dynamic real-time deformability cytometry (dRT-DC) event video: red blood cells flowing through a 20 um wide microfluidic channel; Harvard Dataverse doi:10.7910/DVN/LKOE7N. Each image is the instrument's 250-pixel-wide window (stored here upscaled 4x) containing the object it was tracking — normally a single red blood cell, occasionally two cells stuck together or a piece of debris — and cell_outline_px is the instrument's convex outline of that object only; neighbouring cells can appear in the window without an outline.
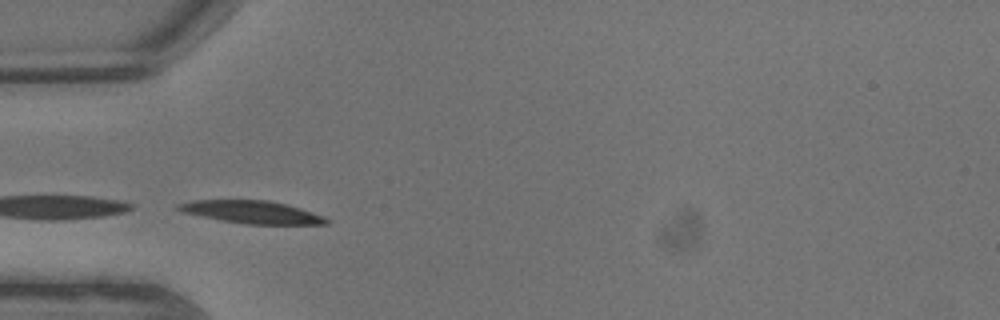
{"species": "common noctule bat (a hibernating species)", "species_latin": "Nyctalus noctula", "temperature_condition": "warm", "stored_images_in_passage": 4, "segment_of_instrument_passage": [2, 2], "camera_frame_rate_fps": 3000, "um_per_image_px": 0.085, "animal": {"sex": "male", "body_mass_g": 13.3}, "frame": {"image": 1, "passage_image": 3, "time_ms": 0.667, "image_size_px": [1000, 320], "cell_outline_px": [[328, 224], [248, 224], [220, 220], [184, 212], [176, 208], [176, 204], [192, 200], [268, 200], [288, 204], [324, 216], [328, 220]], "centroid_in_image_um": [21.41, 18.02], "position_along_channel_um": 63.6, "area_um2": 19.42}}